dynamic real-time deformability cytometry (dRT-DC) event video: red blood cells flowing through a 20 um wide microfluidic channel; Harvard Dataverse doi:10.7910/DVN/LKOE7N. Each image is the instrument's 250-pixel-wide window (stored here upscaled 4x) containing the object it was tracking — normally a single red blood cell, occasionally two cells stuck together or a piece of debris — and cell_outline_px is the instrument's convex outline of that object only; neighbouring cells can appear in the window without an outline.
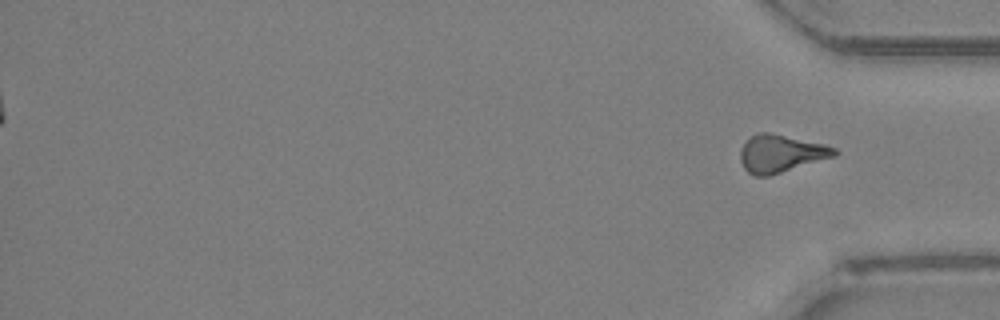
{"species": "Egyptian fruit bat (a non-hibernating species)", "species_latin": "Rousettus aegyptiacus", "temperature_condition": "room temperature", "stored_images_in_passage": 35, "segment_of_instrument_passage": [2, 2], "camera_frame_rate_fps": 3000, "um_per_image_px": 0.085, "animal": {"sex": "female"}, "frame": {"image": 1, "passage_image": 35, "time_ms": 11.333, "image_size_px": [1000, 320], "cell_outline_px": [[840, 152], [836, 156], [768, 176], [756, 176], [748, 172], [744, 168], [740, 160], [740, 152], [744, 144], [752, 136], [760, 132], [768, 132], [828, 144], [836, 148]], "centroid_in_image_um": [66.42, 13.05], "position_along_channel_um": 368.8, "area_um2": 20.63}}